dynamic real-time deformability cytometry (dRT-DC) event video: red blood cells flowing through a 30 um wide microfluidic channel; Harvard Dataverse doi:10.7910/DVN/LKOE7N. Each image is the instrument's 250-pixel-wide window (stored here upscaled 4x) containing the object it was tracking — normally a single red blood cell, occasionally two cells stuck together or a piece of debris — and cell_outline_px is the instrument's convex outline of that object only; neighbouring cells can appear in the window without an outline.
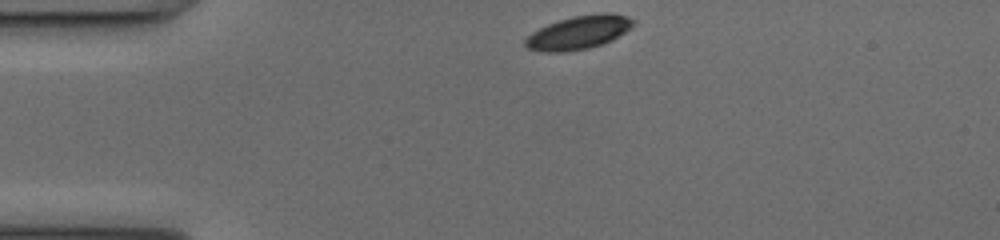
{"species": "common noctule bat (a hibernating species)", "species_latin": "Nyctalus noctula", "temperature_condition": "cold", "stored_images_in_passage": 41, "camera_frame_rate_fps": 3000, "um_per_image_px": 0.085, "animal": {"sex": "female", "body_mass_g": 17.0, "forearm_length_mm": 48.0}, "frame": {"image": 1, "passage_image": 1, "time_ms": 0.0, "image_size_px": [1000, 240], "cell_outline_px": [[636, 24], [612, 40], [604, 44], [588, 48], [564, 52], [544, 52], [528, 48], [524, 44], [524, 40], [532, 32], [548, 24], [560, 20], [576, 16], [604, 12], [608, 12], [624, 16], [636, 20]], "centroid_in_image_um": [49.2, 2.77], "position_along_channel_um": 35.8, "area_um2": 20.92}}
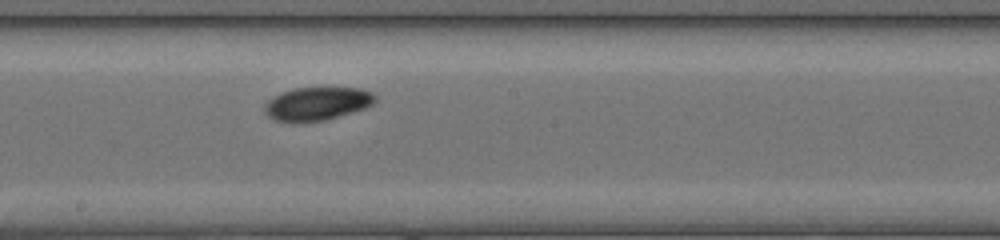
{"frame": {"image": 2, "passage_image": 18, "time_ms": 5.667, "image_size_px": [1000, 240], "cell_outline_px": [[376, 100], [372, 104], [364, 108], [352, 112], [324, 120], [276, 120], [268, 116], [264, 112], [264, 104], [268, 100], [280, 92], [292, 88], [360, 88], [372, 92], [376, 96]], "centroid_in_image_um": [26.95, 8.78], "position_along_channel_um": 221.2, "area_um2": 20.98}}
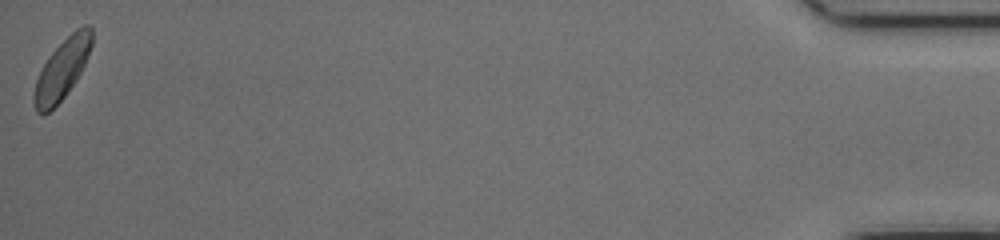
{"frame": {"image": 3, "passage_image": 41, "time_ms": 13.333, "image_size_px": [1000, 240], "cell_outline_px": [[92, 44], [84, 64], [76, 80], [64, 96], [44, 116], [40, 116], [36, 112], [32, 100], [36, 80], [48, 56], [76, 28], [84, 24], [88, 24], [92, 28]], "centroid_in_image_um": [5.26, 5.9], "position_along_channel_um": 429.9, "area_um2": 20.0}, "authors_computed_cell_mechanics": {"area_um2": 20.9236, "velocity_mm_per_s": 4.0189, "shape_relaxation_time_tau1_ms": 2.3622, "shape_relaxation_time_tau2_ms": null, "deformation_change_tau1": 0.0862, "deformation_change_tau2": null}}